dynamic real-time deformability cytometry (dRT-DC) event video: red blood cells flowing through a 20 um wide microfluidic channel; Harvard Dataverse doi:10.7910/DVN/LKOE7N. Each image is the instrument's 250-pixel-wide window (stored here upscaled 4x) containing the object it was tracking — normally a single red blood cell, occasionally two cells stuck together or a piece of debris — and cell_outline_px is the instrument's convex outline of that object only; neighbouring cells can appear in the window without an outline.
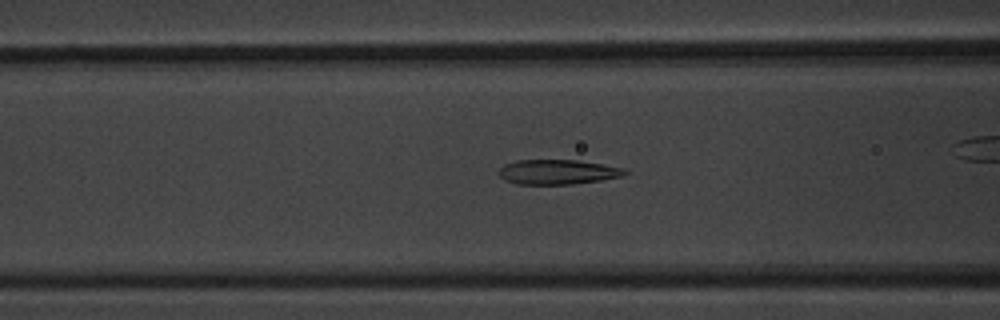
{"species": "common noctule bat (a hibernating species)", "species_latin": "Nyctalus noctula", "temperature_condition": "warm", "stored_images_in_passage": 61, "camera_frame_rate_fps": 3000, "um_per_image_px": 0.085, "animal": {"sex": "male", "body_mass_g": 20.1, "forearm_length_mm": 53.5}, "frame": {"image": 1, "passage_image": 24, "time_ms": 7.667, "image_size_px": [1000, 320], "cell_outline_px": [[628, 172], [624, 176], [600, 180], [572, 184], [516, 184], [504, 180], [496, 172], [504, 164], [516, 160], [576, 160], [604, 164], [628, 168]], "centroid_in_image_um": [47.41, 14.61], "position_along_channel_um": 119.2, "area_um2": 18.44}}
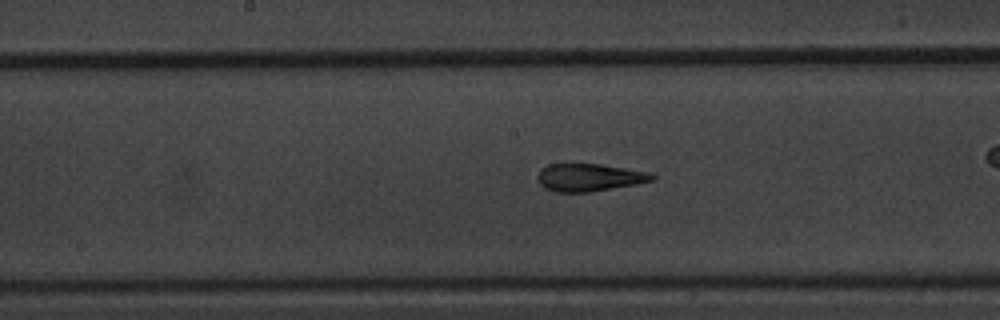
{"frame": {"image": 2, "passage_image": 31, "time_ms": 10.0, "image_size_px": [1000, 320], "cell_outline_px": [[656, 180], [636, 184], [592, 192], [556, 192], [540, 184], [536, 176], [548, 164], [600, 164], [652, 172], [656, 176]], "centroid_in_image_um": [50.16, 15.08], "position_along_channel_um": 198.0, "area_um2": 18.44}}
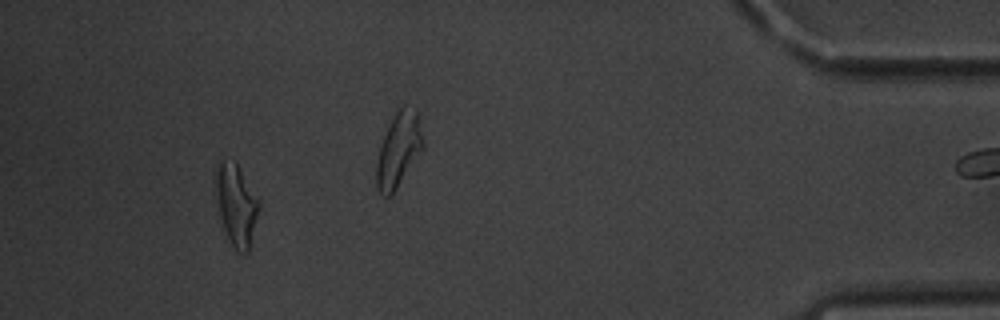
{"frame": {"image": 3, "passage_image": 56, "time_ms": 18.333, "image_size_px": [1000, 320], "cell_outline_px": [[260, 204], [248, 252], [236, 252], [232, 248], [228, 240], [220, 216], [212, 180], [212, 176], [216, 160], [236, 160], [260, 200]], "centroid_in_image_um": [20.02, 17.3], "position_along_channel_um": 415.2, "area_um2": 21.33}, "authors_computed_cell_mechanics": {"area_um2": 19.5364, "velocity_mm_per_s": 3.3685, "shape_relaxation_time_tau1_ms": 6.8887, "shape_relaxation_time_tau2_ms": 1.762, "deformation_change_tau1": 0.1988, "deformation_change_tau2": 0.0942}}